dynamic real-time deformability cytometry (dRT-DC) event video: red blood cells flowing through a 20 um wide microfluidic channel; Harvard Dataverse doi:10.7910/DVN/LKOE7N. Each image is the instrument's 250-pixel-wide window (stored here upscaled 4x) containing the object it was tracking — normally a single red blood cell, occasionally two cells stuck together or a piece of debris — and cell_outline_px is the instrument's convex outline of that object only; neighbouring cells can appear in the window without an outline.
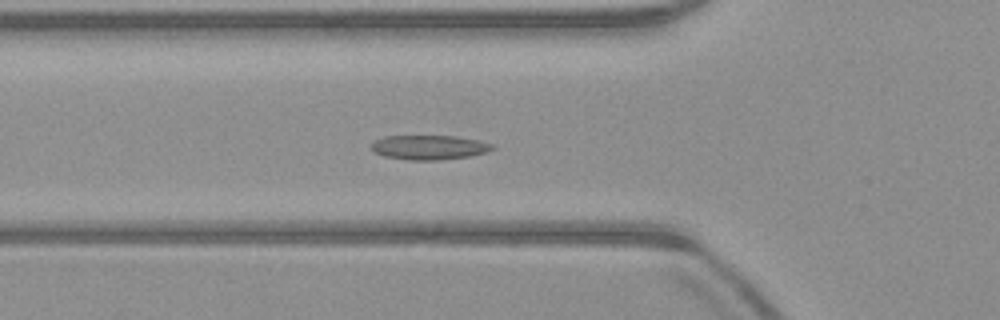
{"species": "common noctule bat (a hibernating species)", "species_latin": "Nyctalus noctula", "temperature_condition": "warm", "stored_images_in_passage": 43, "camera_frame_rate_fps": 3000, "um_per_image_px": 0.085, "animal": {"sex": "male", "body_mass_g": 23.1, "forearm_length_mm": 52.7}, "frame": {"image": 1, "passage_image": 9, "time_ms": 2.667, "image_size_px": [1000, 320], "cell_outline_px": [[496, 148], [488, 152], [468, 156], [436, 160], [408, 160], [384, 156], [376, 152], [372, 148], [372, 144], [376, 140], [384, 136], [456, 136], [476, 140], [492, 144]], "centroid_in_image_um": [36.5, 12.52], "position_along_channel_um": 89.3, "area_um2": 17.05}}
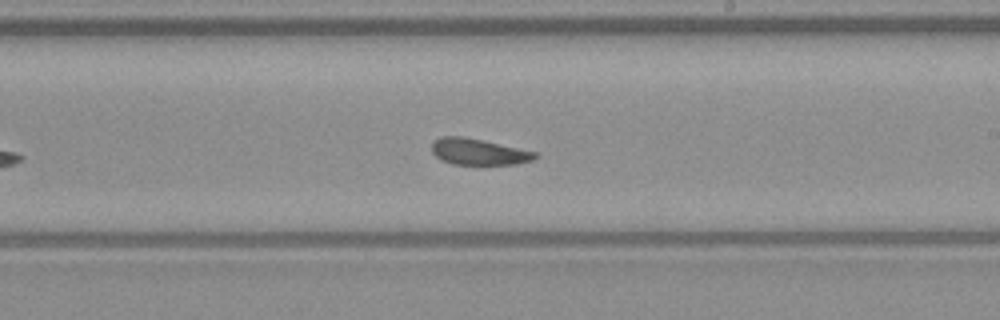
{"frame": {"image": 2, "passage_image": 21, "time_ms": 6.667, "image_size_px": [1000, 320], "cell_outline_px": [[540, 156], [532, 160], [516, 164], [452, 164], [440, 160], [432, 152], [432, 140], [440, 136], [464, 136], [536, 152]], "centroid_in_image_um": [40.64, 12.89], "position_along_channel_um": 248.4, "area_um2": 15.84}}
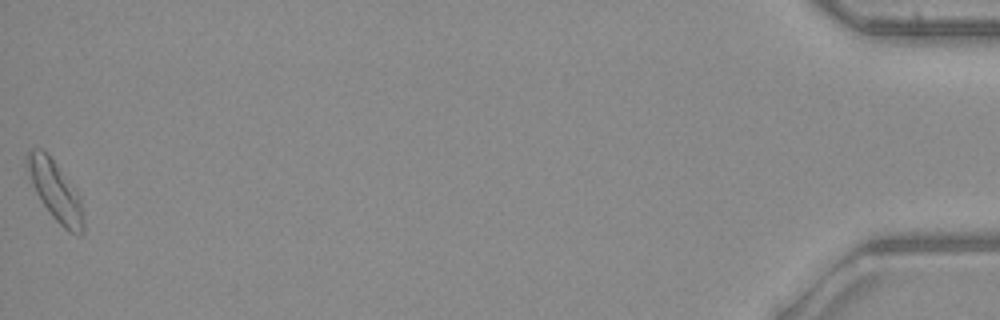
{"frame": {"image": 3, "passage_image": 43, "time_ms": 14.0, "image_size_px": [1000, 320], "cell_outline_px": [[84, 236], [80, 236], [68, 232], [52, 216], [40, 200], [28, 176], [24, 164], [24, 156], [32, 148], [40, 148], [52, 160], [80, 196], [84, 216]], "centroid_in_image_um": [4.69, 16.27], "position_along_channel_um": 430.5, "area_um2": 19.59}, "authors_computed_cell_mechanics": {"area_um2": 16.7042, "velocity_mm_per_s": 3.964, "shape_relaxation_time_tau1_ms": null, "shape_relaxation_time_tau2_ms": 7.8158, "deformation_change_tau1": null, "deformation_change_tau2": 0.1707}}